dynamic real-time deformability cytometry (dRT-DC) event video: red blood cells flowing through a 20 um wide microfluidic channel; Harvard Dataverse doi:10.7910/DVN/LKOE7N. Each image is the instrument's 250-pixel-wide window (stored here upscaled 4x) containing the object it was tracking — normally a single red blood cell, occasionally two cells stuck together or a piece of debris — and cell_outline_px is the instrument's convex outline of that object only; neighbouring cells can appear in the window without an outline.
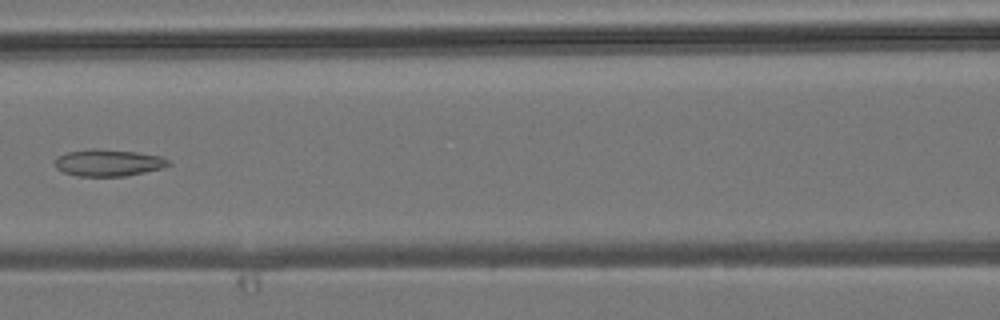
{"species": "common noctule bat (a hibernating species)", "species_latin": "Nyctalus noctula", "temperature_condition": "room temperature", "stored_images_in_passage": 7, "camera_frame_rate_fps": 3000, "um_per_image_px": 0.085, "animal": {"sex": "male", "body_mass_g": 19.2, "forearm_length_mm": 51.8}, "frame": {"image": 1, "passage_image": 7, "time_ms": 6.667, "image_size_px": [1000, 320], "cell_outline_px": [[172, 164], [164, 168], [124, 176], [76, 176], [64, 172], [56, 168], [56, 156], [68, 152], [88, 148], [96, 148], [136, 152], [160, 156], [168, 160]], "centroid_in_image_um": [9.2, 13.83], "position_along_channel_um": 157.4, "area_um2": 17.8}}